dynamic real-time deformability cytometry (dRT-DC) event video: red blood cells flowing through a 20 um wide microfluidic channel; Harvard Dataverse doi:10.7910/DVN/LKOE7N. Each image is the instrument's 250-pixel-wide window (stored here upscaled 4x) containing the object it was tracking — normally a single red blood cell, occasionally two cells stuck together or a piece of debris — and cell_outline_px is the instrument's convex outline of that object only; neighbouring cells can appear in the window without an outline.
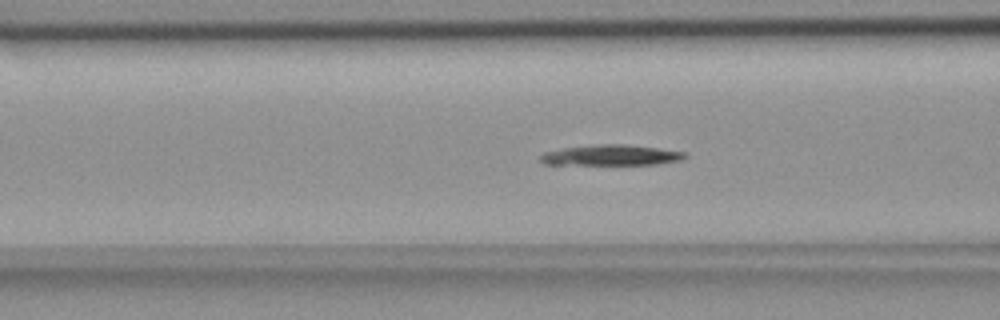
{"species": "common noctule bat (a hibernating species)", "species_latin": "Nyctalus noctula", "temperature_condition": "room temperature", "stored_images_in_passage": 48, "camera_frame_rate_fps": 3000, "um_per_image_px": 0.085, "animal": {"sex": "female", "body_mass_g": 18.4}, "frame": {"image": 1, "passage_image": 14, "time_ms": 4.333, "image_size_px": [1000, 320], "cell_outline_px": [[688, 156], [680, 160], [656, 164], [544, 164], [540, 160], [540, 156], [544, 152], [564, 148], [600, 144], [624, 144], [656, 148], [684, 152]], "centroid_in_image_um": [51.93, 13.19], "position_along_channel_um": 114.7, "area_um2": 16.99}}
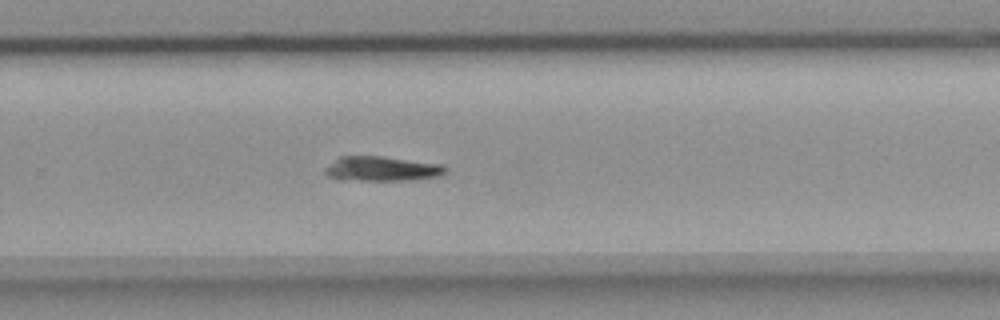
{"frame": {"image": 2, "passage_image": 29, "time_ms": 9.333, "image_size_px": [1000, 320], "cell_outline_px": [[448, 172], [440, 176], [416, 180], [336, 180], [328, 176], [324, 172], [324, 168], [340, 156], [380, 156], [440, 164], [448, 168]], "centroid_in_image_um": [32.46, 14.36], "position_along_channel_um": 297.3, "area_um2": 17.51}}
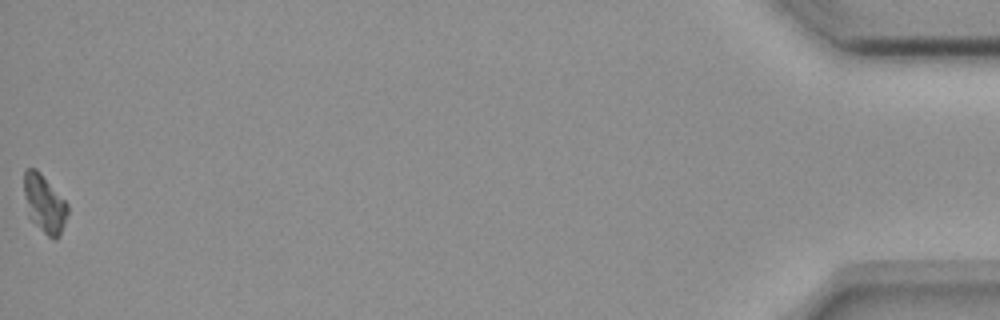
{"frame": {"image": 3, "passage_image": 48, "time_ms": 15.667, "image_size_px": [1000, 320], "cell_outline_px": [[68, 212], [60, 236], [56, 240], [48, 236], [28, 216], [24, 196], [24, 168], [36, 168], [40, 172], [68, 204]], "centroid_in_image_um": [3.76, 17.3], "position_along_channel_um": 431.4, "area_um2": 14.68}}